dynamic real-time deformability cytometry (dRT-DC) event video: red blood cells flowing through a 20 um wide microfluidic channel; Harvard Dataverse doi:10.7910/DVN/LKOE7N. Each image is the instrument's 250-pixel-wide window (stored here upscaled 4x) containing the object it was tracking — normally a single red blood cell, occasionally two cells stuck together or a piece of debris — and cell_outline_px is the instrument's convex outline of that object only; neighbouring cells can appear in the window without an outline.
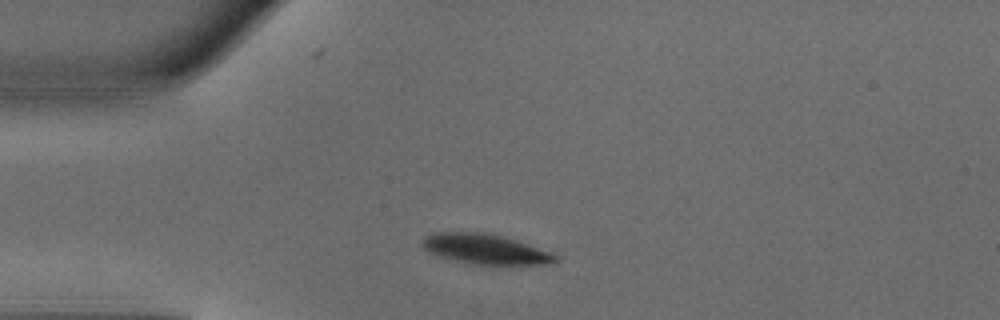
{"species": "common noctule bat (a hibernating species)", "species_latin": "Nyctalus noctula", "temperature_condition": "warm", "stored_images_in_passage": 38, "camera_frame_rate_fps": 3000, "um_per_image_px": 0.085, "animal": {"sex": "male", "body_mass_g": 18.8}, "frame": {"image": 1, "passage_image": 1, "time_ms": 0.0, "image_size_px": [1000, 320], "cell_outline_px": [[560, 260], [548, 264], [472, 264], [436, 256], [428, 252], [420, 244], [432, 232], [484, 232], [516, 240], [552, 252], [560, 256]], "centroid_in_image_um": [41.26, 21.18], "position_along_channel_um": 43.7, "area_um2": 23.29}}
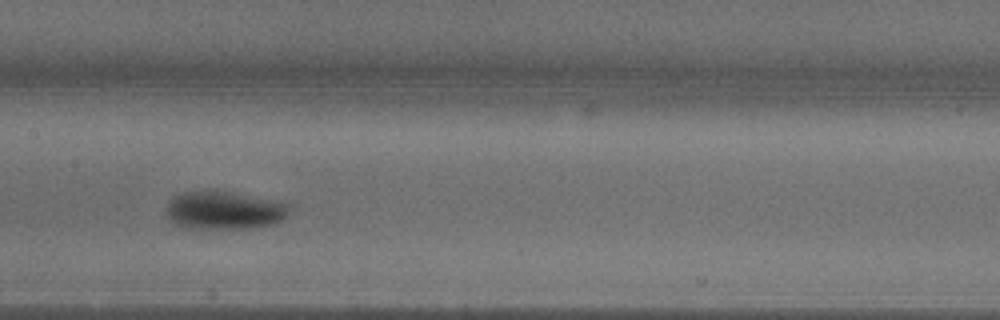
{"frame": {"image": 2, "passage_image": 13, "time_ms": 4.0, "image_size_px": [1000, 320], "cell_outline_px": [[292, 208], [276, 224], [260, 228], [184, 228], [176, 224], [168, 216], [168, 204], [172, 196], [184, 192], [228, 192], [288, 204]], "centroid_in_image_um": [19.06, 17.91], "position_along_channel_um": 188.3, "area_um2": 26.65}}
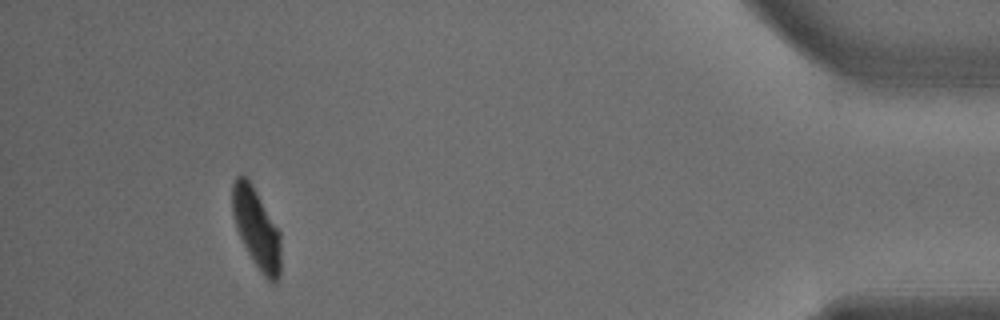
{"frame": {"image": 3, "passage_image": 34, "time_ms": 11.0, "image_size_px": [1000, 320], "cell_outline_px": [[280, 276], [272, 284], [260, 272], [248, 252], [236, 228], [232, 216], [232, 184], [236, 176], [244, 176], [252, 184], [280, 232]], "centroid_in_image_um": [21.79, 19.42], "position_along_channel_um": 413.4, "area_um2": 22.37}, "authors_computed_cell_mechanics": {"area_um2": 25.5187, "velocity_mm_per_s": 4.1169, "shape_relaxation_time_tau1_ms": 1.9258, "shape_relaxation_time_tau2_ms": null, "deformation_change_tau1": 0.1668, "deformation_change_tau2": null}}